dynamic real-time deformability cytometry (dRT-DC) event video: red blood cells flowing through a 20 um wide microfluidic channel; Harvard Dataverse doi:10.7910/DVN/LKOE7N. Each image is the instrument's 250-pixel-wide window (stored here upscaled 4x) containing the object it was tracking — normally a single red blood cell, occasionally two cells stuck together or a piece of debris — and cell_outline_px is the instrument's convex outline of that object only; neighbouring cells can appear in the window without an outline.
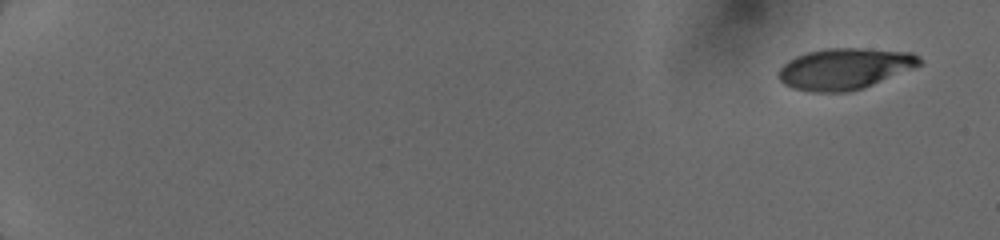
{"species": "human", "species_latin": "Homo sapiens", "temperature_condition": "cold", "stored_images_in_passage": 15, "camera_frame_rate_fps": 3000, "um_per_image_px": 0.085, "donor": {"sex": "female"}, "frame": {"image": 1, "passage_image": 1, "time_ms": 0.0, "image_size_px": [1000, 240], "cell_outline_px": [[920, 64], [912, 68], [864, 88], [848, 92], [812, 92], [792, 88], [784, 84], [780, 80], [780, 68], [788, 60], [796, 56], [808, 52], [828, 48], [864, 48], [912, 52], [920, 56]], "centroid_in_image_um": [71.79, 5.84], "position_along_channel_um": 13.2, "area_um2": 33.64}}
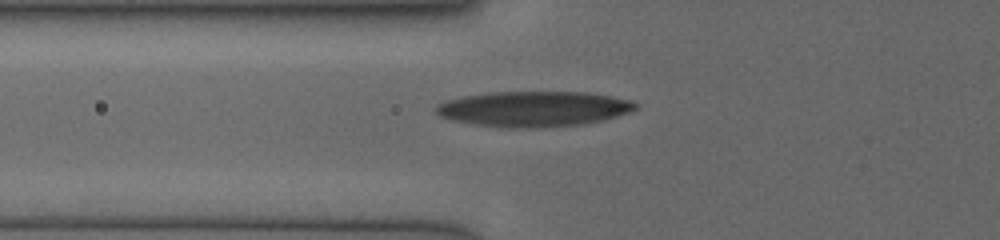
{"frame": {"image": 2, "passage_image": 7, "time_ms": 6.333, "image_size_px": [1000, 240], "cell_outline_px": [[636, 108], [628, 112], [604, 120], [584, 124], [536, 128], [504, 128], [476, 124], [452, 120], [440, 116], [436, 112], [436, 104], [444, 100], [464, 96], [488, 92], [588, 92], [632, 100], [636, 104]], "centroid_in_image_um": [45.33, 9.25], "position_along_channel_um": 80.5, "area_um2": 41.27}}
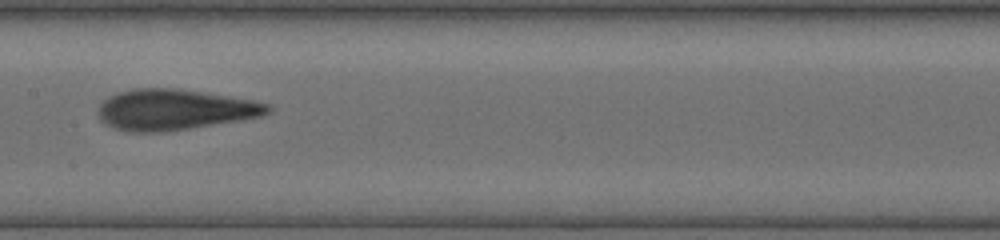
{"frame": {"image": 3, "passage_image": 13, "time_ms": 9.0, "image_size_px": [1000, 240], "cell_outline_px": [[272, 112], [260, 116], [240, 120], [188, 128], [160, 132], [128, 132], [112, 128], [104, 124], [100, 120], [96, 112], [100, 104], [108, 96], [116, 92], [132, 88], [180, 88], [252, 100], [272, 104]], "centroid_in_image_um": [14.78, 9.31], "position_along_channel_um": 192.6, "area_um2": 40.63}}